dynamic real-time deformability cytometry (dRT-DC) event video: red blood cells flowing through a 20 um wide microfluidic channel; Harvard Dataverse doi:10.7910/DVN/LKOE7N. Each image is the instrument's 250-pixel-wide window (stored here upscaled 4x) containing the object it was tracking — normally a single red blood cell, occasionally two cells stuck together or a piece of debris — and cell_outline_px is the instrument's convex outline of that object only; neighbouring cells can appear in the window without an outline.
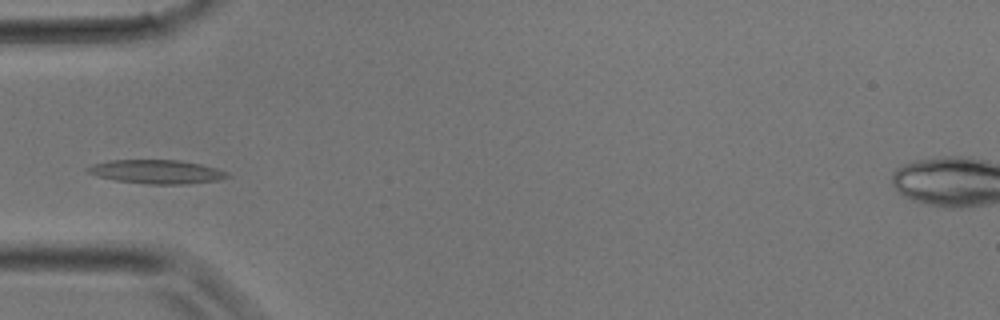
{"species": "common noctule bat (a hibernating species)", "species_latin": "Nyctalus noctula", "temperature_condition": "room temperature", "stored_images_in_passage": 32, "camera_frame_rate_fps": 3000, "um_per_image_px": 0.085, "animal": {"sex": "male", "body_mass_g": 17.9}, "frame": {"image": 1, "passage_image": 9, "time_ms": 2.667, "image_size_px": [1000, 320], "cell_outline_px": [[232, 176], [216, 180], [184, 184], [148, 184], [116, 180], [96, 176], [88, 172], [84, 168], [92, 164], [108, 160], [180, 160], [200, 164], [216, 168], [228, 172]], "centroid_in_image_um": [13.29, 14.59], "position_along_channel_um": 71.7, "area_um2": 19.36}}
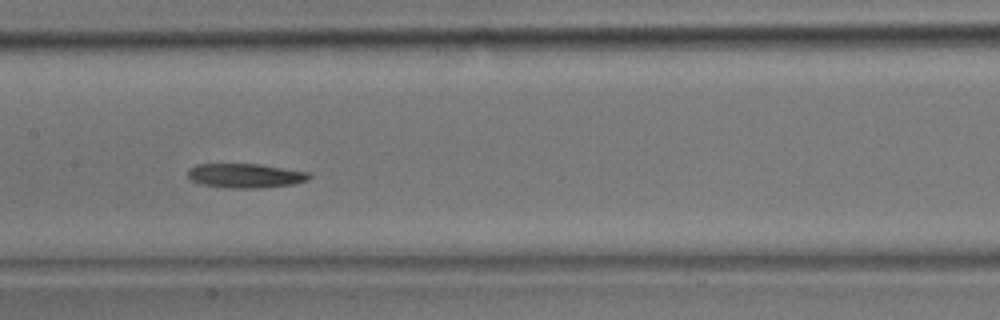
{"frame": {"image": 2, "passage_image": 15, "time_ms": 4.667, "image_size_px": [1000, 320], "cell_outline_px": [[312, 176], [308, 180], [292, 184], [264, 188], [228, 188], [200, 184], [192, 180], [188, 176], [188, 168], [196, 164], [260, 164], [308, 172]], "centroid_in_image_um": [20.85, 14.93], "position_along_channel_um": 186.6, "area_um2": 17.28}}
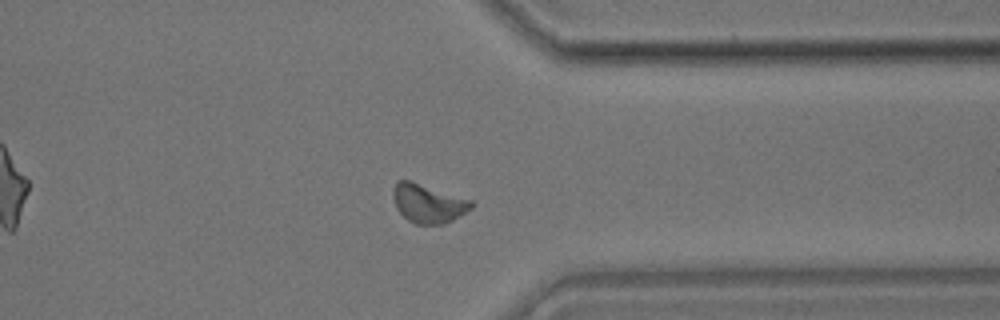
{"frame": {"image": 3, "passage_image": 25, "time_ms": 8.0, "image_size_px": [1000, 320], "cell_outline_px": [[476, 204], [472, 208], [460, 216], [444, 224], [416, 224], [408, 220], [396, 208], [392, 196], [392, 192], [396, 184], [400, 180], [412, 180], [476, 200]], "centroid_in_image_um": [36.46, 17.27], "position_along_channel_um": 374.9, "area_um2": 18.15}}